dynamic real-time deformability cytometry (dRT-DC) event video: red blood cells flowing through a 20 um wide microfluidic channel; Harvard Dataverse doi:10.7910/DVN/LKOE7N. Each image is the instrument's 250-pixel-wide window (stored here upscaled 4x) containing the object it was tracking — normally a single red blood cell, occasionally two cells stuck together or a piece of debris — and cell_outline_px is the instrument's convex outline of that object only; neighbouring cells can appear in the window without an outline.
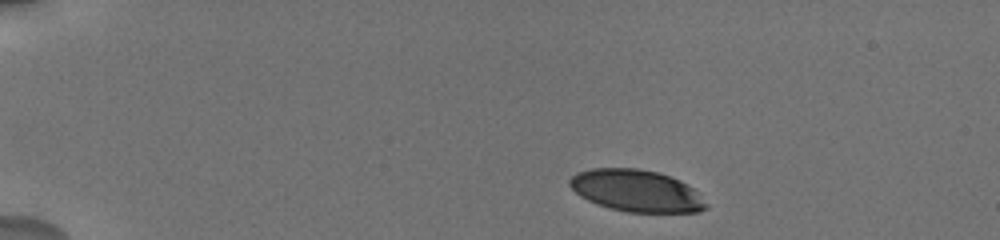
{"species": "human", "species_latin": "Homo sapiens", "temperature_condition": "cold", "stored_images_in_passage": 6, "camera_frame_rate_fps": 3000, "um_per_image_px": 0.085, "donor": {"sex": "male"}, "frame": {"image": 1, "passage_image": 1, "time_ms": 0.0, "image_size_px": [1000, 240], "cell_outline_px": [[708, 208], [700, 212], [628, 212], [608, 208], [596, 204], [580, 196], [568, 184], [568, 180], [576, 172], [592, 168], [636, 168], [656, 172], [680, 180], [692, 188], [708, 204]], "centroid_in_image_um": [54.07, 16.22], "position_along_channel_um": 30.9, "area_um2": 33.29}}
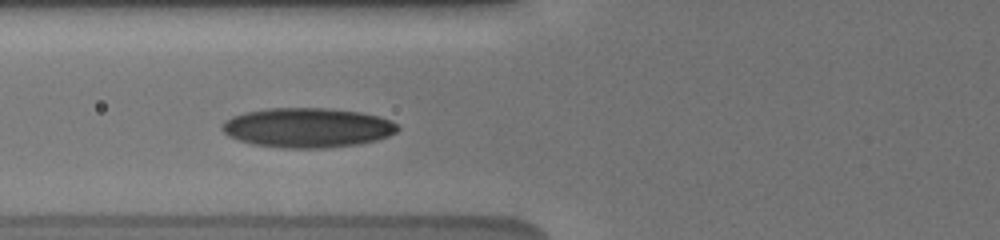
{"frame": {"image": 2, "passage_image": 5, "time_ms": 4.333, "image_size_px": [1000, 240], "cell_outline_px": [[400, 128], [396, 132], [388, 136], [376, 140], [360, 144], [324, 148], [284, 148], [252, 144], [228, 136], [220, 128], [220, 124], [224, 120], [232, 116], [244, 112], [268, 108], [328, 108], [360, 112], [376, 116], [388, 120], [396, 124]], "centroid_in_image_um": [26.08, 10.85], "position_along_channel_um": 99.7, "area_um2": 40.63}}
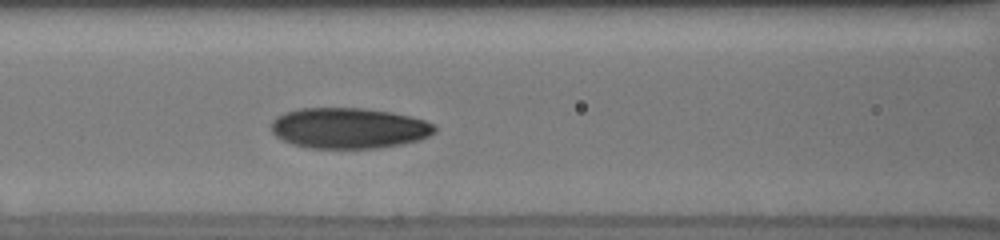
{"frame": {"image": 3, "passage_image": 6, "time_ms": 5.333, "image_size_px": [1000, 240], "cell_outline_px": [[436, 132], [420, 140], [404, 144], [380, 148], [308, 148], [292, 144], [276, 136], [272, 132], [272, 120], [276, 116], [284, 112], [300, 108], [364, 108], [392, 112], [424, 120], [436, 124]], "centroid_in_image_um": [29.67, 10.89], "position_along_channel_um": 136.9, "area_um2": 39.07}}